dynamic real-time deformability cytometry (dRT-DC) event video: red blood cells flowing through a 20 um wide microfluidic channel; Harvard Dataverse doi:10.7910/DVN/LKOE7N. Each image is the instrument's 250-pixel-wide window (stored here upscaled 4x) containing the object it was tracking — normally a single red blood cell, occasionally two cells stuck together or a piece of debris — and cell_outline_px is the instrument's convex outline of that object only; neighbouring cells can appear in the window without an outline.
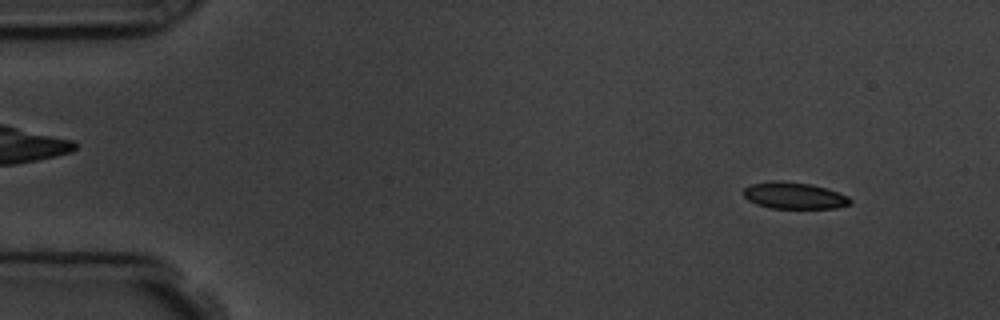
{"species": "common noctule bat (a hibernating species)", "species_latin": "Nyctalus noctula", "temperature_condition": "room temperature", "stored_images_in_passage": 5, "camera_frame_rate_fps": 3000, "um_per_image_px": 0.085, "animal": {"sex": "male", "body_mass_g": 19.5, "forearm_length_mm": 54.6}, "frame": {"image": 1, "passage_image": 1, "time_ms": 0.0, "image_size_px": [1000, 320], "cell_outline_px": [[852, 204], [836, 208], [772, 208], [756, 204], [748, 200], [744, 196], [744, 188], [752, 184], [772, 180], [780, 180], [812, 184], [828, 188], [848, 196], [852, 200]], "centroid_in_image_um": [67.53, 16.62], "position_along_channel_um": 17.5, "area_um2": 16.7}}
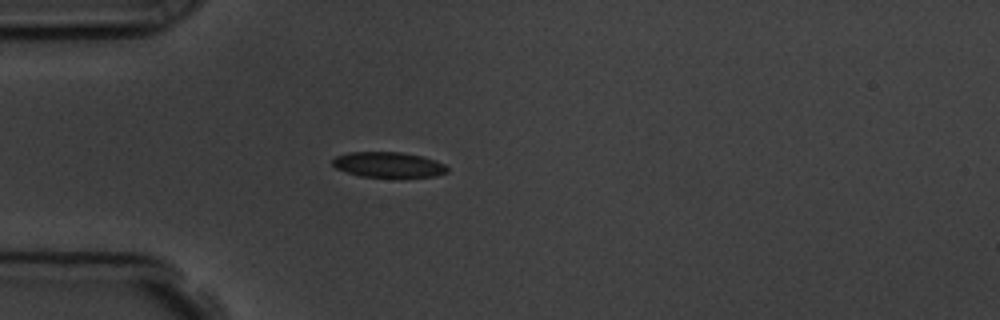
{"frame": {"image": 2, "passage_image": 4, "time_ms": 3.333, "image_size_px": [1000, 320], "cell_outline_px": [[448, 172], [436, 176], [400, 180], [396, 180], [360, 176], [336, 168], [332, 164], [332, 160], [336, 156], [348, 152], [400, 152], [424, 156], [436, 160], [444, 164], [448, 168]], "centroid_in_image_um": [33.08, 14.05], "position_along_channel_um": 51.9, "area_um2": 17.92}}